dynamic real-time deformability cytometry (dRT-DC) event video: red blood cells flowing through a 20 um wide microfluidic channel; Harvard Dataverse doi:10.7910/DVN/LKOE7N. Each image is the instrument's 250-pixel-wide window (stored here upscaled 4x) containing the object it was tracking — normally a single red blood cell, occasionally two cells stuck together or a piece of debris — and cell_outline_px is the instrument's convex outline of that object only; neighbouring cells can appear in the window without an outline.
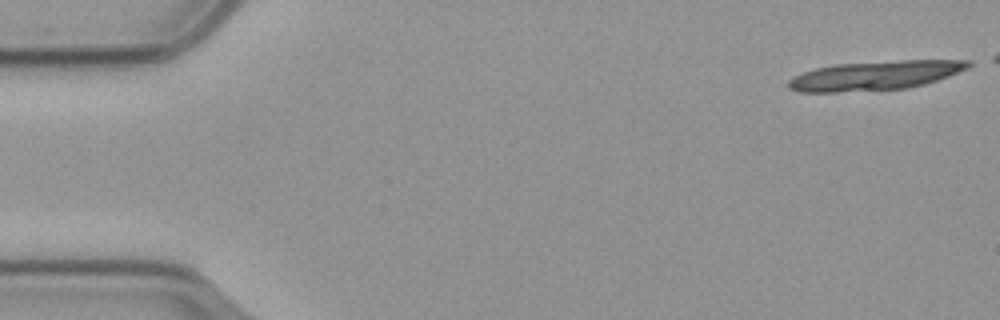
{"species": "common noctule bat (a hibernating species)", "species_latin": "Nyctalus noctula", "temperature_condition": "cold", "stored_images_in_passage": 21, "camera_frame_rate_fps": 3000, "um_per_image_px": 0.085, "animal": {"sex": "male", "body_mass_g": 23.1, "forearm_length_mm": 52.7}, "frame": {"image": 1, "passage_image": 1, "time_ms": 0.0, "image_size_px": [1000, 320], "cell_outline_px": [[972, 64], [968, 68], [948, 76], [924, 84], [908, 88], [836, 92], [796, 92], [788, 88], [788, 80], [792, 76], [816, 68], [836, 64], [900, 60], [972, 60]], "centroid_in_image_um": [74.36, 6.41], "position_along_channel_um": 10.6, "area_um2": 30.58}}